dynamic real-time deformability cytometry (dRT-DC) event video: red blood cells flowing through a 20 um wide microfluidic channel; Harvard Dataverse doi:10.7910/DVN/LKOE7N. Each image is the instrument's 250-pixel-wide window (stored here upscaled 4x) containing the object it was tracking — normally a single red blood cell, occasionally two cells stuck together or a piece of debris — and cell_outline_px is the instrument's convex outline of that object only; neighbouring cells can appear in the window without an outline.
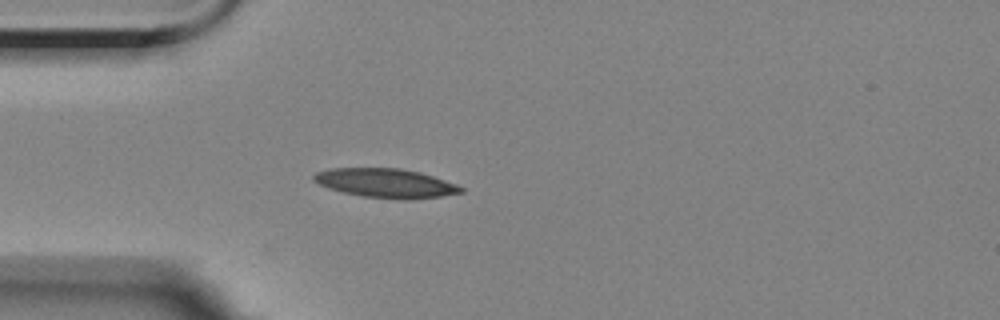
{"species": "Egyptian fruit bat (a non-hibernating species)", "species_latin": "Rousettus aegyptiacus", "temperature_condition": "room temperature", "stored_images_in_passage": 4, "camera_frame_rate_fps": 3000, "um_per_image_px": 0.085, "animal": {"sex": "female"}, "frame": {"image": 1, "passage_image": 4, "time_ms": 4.333, "image_size_px": [1000, 320], "cell_outline_px": [[464, 192], [440, 196], [412, 200], [404, 200], [360, 196], [328, 188], [312, 180], [312, 176], [316, 172], [332, 168], [400, 168], [420, 172], [456, 184], [464, 188]], "centroid_in_image_um": [32.79, 15.57], "position_along_channel_um": 52.2, "area_um2": 25.03}}